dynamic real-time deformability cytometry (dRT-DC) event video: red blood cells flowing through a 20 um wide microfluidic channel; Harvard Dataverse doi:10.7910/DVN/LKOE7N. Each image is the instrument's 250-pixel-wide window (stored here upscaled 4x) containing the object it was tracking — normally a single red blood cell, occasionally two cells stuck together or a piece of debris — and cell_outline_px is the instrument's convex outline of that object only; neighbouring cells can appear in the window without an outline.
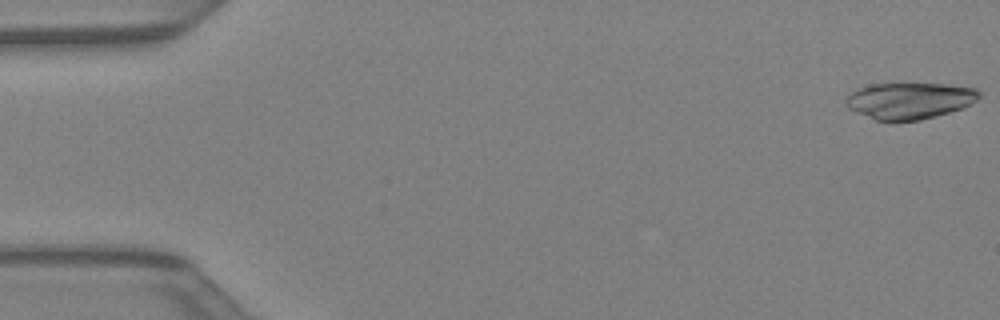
{"species": "Egyptian fruit bat (a non-hibernating species)", "species_latin": "Rousettus aegyptiacus", "temperature_condition": "warm", "stored_images_in_passage": 37, "camera_frame_rate_fps": 3000, "um_per_image_px": 0.085, "animal": {"sex": "female"}, "frame": {"image": 1, "passage_image": 1, "time_ms": 0.0, "image_size_px": [1000, 320], "cell_outline_px": [[980, 96], [976, 100], [964, 108], [936, 116], [920, 120], [876, 120], [856, 112], [848, 108], [844, 100], [856, 88], [868, 84], [944, 84], [976, 88], [980, 92]], "centroid_in_image_um": [77.31, 8.55], "position_along_channel_um": 7.7, "area_um2": 28.21}}
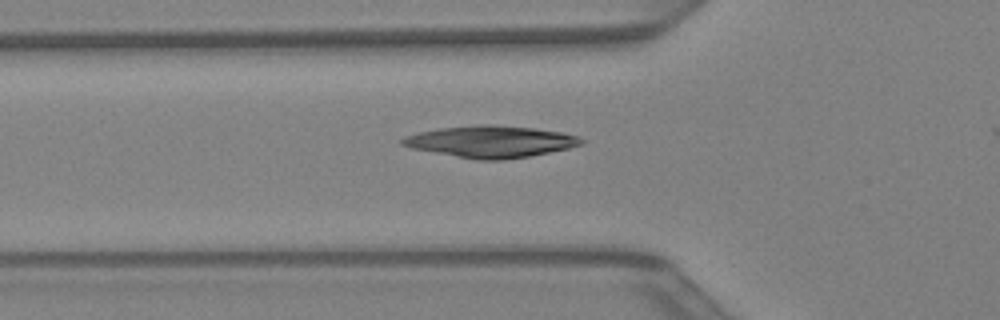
{"frame": {"image": 2, "passage_image": 15, "time_ms": 4.667, "image_size_px": [1000, 320], "cell_outline_px": [[584, 144], [568, 148], [528, 156], [504, 160], [476, 160], [412, 148], [400, 144], [400, 140], [404, 136], [420, 132], [440, 128], [480, 124], [492, 124], [536, 128], [560, 132], [580, 136], [584, 140]], "centroid_in_image_um": [41.72, 12.03], "position_along_channel_um": 84.1, "area_um2": 33.06}}
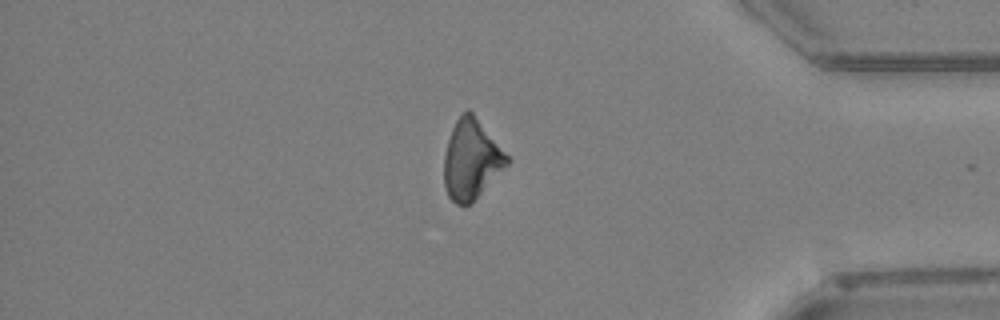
{"frame": {"image": 3, "passage_image": 36, "time_ms": 11.667, "image_size_px": [1000, 320], "cell_outline_px": [[512, 160], [468, 204], [456, 204], [448, 196], [444, 188], [444, 156], [448, 140], [452, 128], [456, 120], [468, 108], [472, 112]], "centroid_in_image_um": [40.04, 13.53], "position_along_channel_um": 395.2, "area_um2": 28.55}}